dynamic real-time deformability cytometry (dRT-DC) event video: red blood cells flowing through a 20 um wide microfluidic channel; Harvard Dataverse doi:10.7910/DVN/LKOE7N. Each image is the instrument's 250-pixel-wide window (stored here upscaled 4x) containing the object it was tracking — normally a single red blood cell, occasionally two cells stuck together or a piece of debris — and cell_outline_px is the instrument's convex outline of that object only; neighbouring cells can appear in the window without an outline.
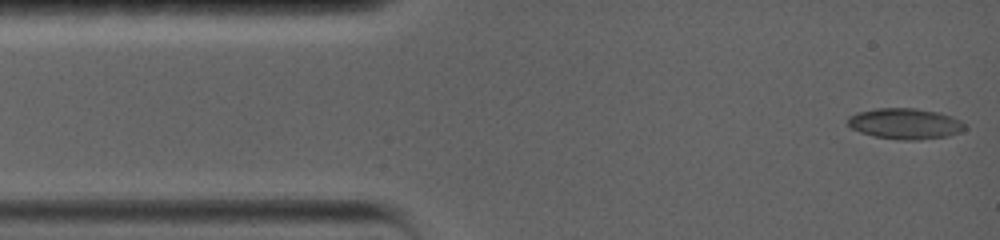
{"species": "common noctule bat (a hibernating species)", "species_latin": "Nyctalus noctula", "temperature_condition": "warm", "stored_images_in_passage": 41, "camera_frame_rate_fps": 5000, "um_per_image_px": 0.085, "animal": {"sex": "female", "body_mass_g": 19.0, "forearm_length_mm": 56.7}, "frame": {"image": 1, "passage_image": 1, "time_ms": 0.0, "image_size_px": [1000, 240], "cell_outline_px": [[964, 128], [960, 132], [948, 136], [920, 140], [900, 140], [872, 136], [860, 132], [852, 128], [848, 124], [848, 116], [856, 112], [876, 108], [916, 108], [940, 112], [952, 116], [960, 120], [964, 124]], "centroid_in_image_um": [76.92, 10.51], "position_along_channel_um": 8.1, "area_um2": 21.21}}
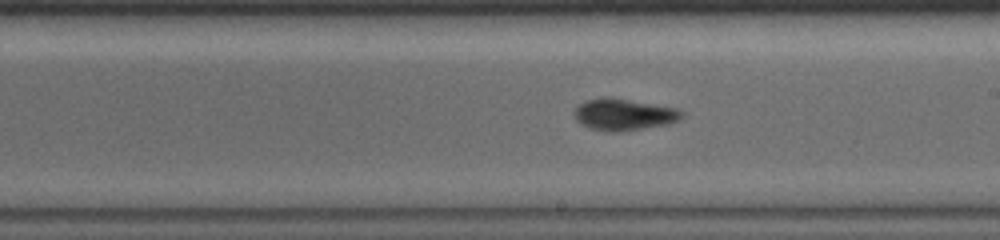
{"frame": {"image": 2, "passage_image": 18, "time_ms": 8.4, "image_size_px": [1000, 240], "cell_outline_px": [[684, 116], [680, 120], [668, 124], [616, 132], [612, 132], [588, 128], [580, 124], [576, 120], [572, 112], [584, 100], [604, 96], [608, 96], [676, 108], [684, 112]], "centroid_in_image_um": [52.99, 9.72], "position_along_channel_um": 236.0, "area_um2": 20.0}}
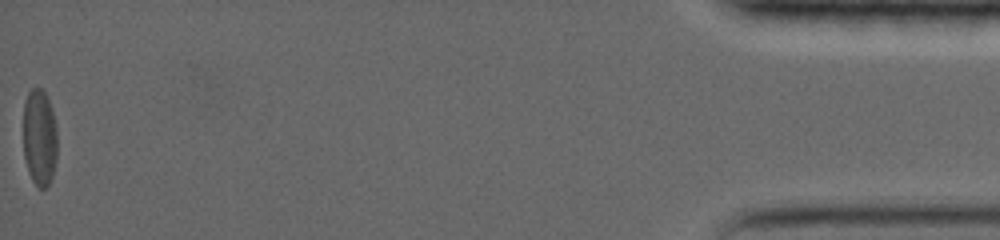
{"frame": {"image": 3, "passage_image": 41, "time_ms": 17.8, "image_size_px": [1000, 240], "cell_outline_px": [[56, 160], [52, 176], [48, 188], [40, 188], [32, 180], [28, 172], [24, 156], [24, 100], [28, 92], [32, 88], [40, 88], [48, 96], [56, 124]], "centroid_in_image_um": [3.36, 11.68], "position_along_channel_um": 431.8, "area_um2": 19.31}, "authors_computed_cell_mechanics": {"area_um2": 19.3052, "velocity_mm_per_s": 3.5758, "shape_relaxation_time_tau1_ms": 7.3725, "shape_relaxation_time_tau2_ms": 2.9672, "deformation_change_tau1": 0.1308, "deformation_change_tau2": 0.0715}}